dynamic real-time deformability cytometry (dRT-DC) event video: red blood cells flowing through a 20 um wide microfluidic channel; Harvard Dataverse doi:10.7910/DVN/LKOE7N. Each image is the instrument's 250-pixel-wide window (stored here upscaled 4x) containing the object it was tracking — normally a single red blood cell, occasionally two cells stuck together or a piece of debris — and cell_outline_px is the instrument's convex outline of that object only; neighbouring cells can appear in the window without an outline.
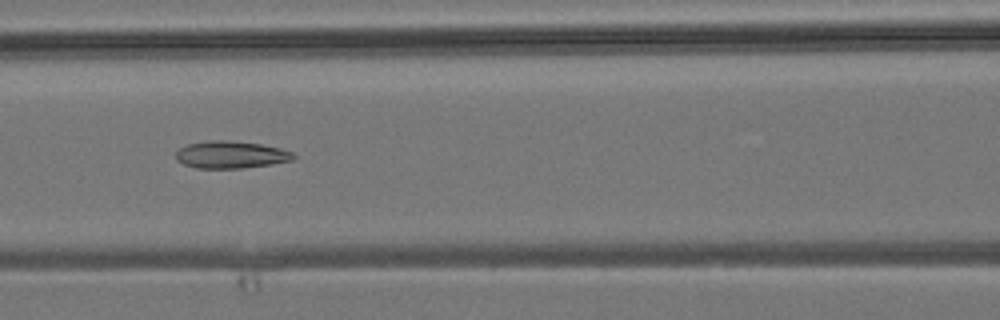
{"species": "common noctule bat (a hibernating species)", "species_latin": "Nyctalus noctula", "temperature_condition": "room temperature", "stored_images_in_passage": 6, "camera_frame_rate_fps": 3000, "um_per_image_px": 0.085, "animal": {"sex": "male", "body_mass_g": 19.2, "forearm_length_mm": 51.8}, "frame": {"image": 1, "passage_image": 6, "time_ms": 6.0, "image_size_px": [1000, 320], "cell_outline_px": [[296, 156], [292, 160], [272, 164], [240, 168], [196, 168], [184, 164], [176, 160], [176, 152], [180, 148], [188, 144], [208, 140], [224, 140], [260, 144], [280, 148], [292, 152]], "centroid_in_image_um": [19.61, 13.15], "position_along_channel_um": 147.0, "area_um2": 18.55}}